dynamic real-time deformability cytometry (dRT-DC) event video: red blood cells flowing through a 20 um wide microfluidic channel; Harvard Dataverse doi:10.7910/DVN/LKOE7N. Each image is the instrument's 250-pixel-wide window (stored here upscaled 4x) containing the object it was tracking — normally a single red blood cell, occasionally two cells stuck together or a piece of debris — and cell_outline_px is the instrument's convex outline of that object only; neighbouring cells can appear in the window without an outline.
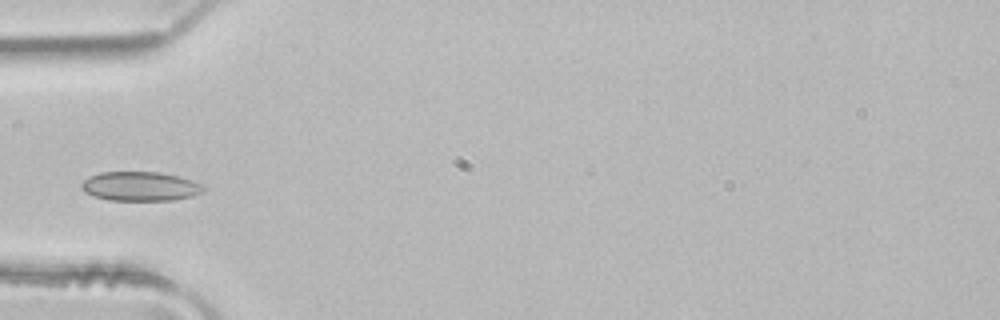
{"species": "common noctule bat (a hibernating species)", "species_latin": "Nyctalus noctula", "temperature_condition": "room temperature", "stored_images_in_passage": 3, "camera_frame_rate_fps": 3000, "um_per_image_px": 0.085, "animal": {"sex": "male", "body_mass_g": 21.5, "forearm_length_mm": 52.0}, "frame": {"image": 1, "passage_image": 3, "time_ms": 0.667, "image_size_px": [1000, 320], "cell_outline_px": [[204, 192], [192, 196], [172, 200], [108, 200], [92, 196], [84, 192], [80, 188], [80, 184], [88, 176], [100, 172], [160, 172], [180, 176], [200, 184], [204, 188]], "centroid_in_image_um": [11.87, 15.83], "position_along_channel_um": 73.1, "area_um2": 20.92}}